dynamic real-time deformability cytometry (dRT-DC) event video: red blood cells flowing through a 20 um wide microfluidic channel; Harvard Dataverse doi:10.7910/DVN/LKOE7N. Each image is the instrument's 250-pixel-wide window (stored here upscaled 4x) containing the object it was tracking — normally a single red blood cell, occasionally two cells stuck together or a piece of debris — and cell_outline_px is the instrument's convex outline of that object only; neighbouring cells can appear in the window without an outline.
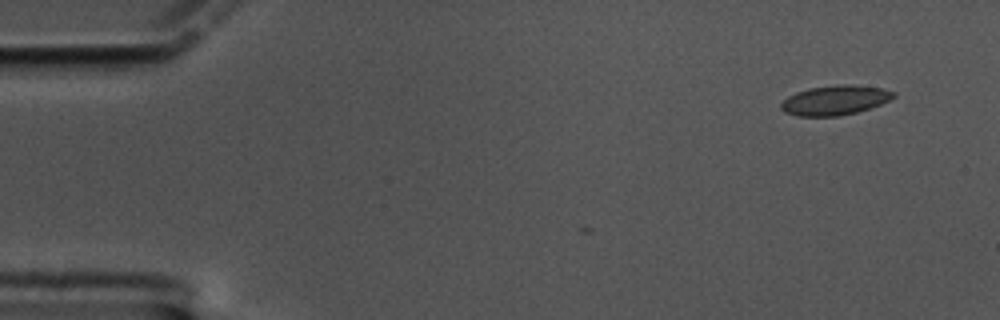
{"species": "common noctule bat (a hibernating species)", "species_latin": "Nyctalus noctula", "temperature_condition": "cold", "stored_images_in_passage": 3, "camera_frame_rate_fps": 3000, "um_per_image_px": 0.085, "animal": {"sex": "male", "body_mass_g": 17.5, "forearm_length_mm": 52.3}, "frame": {"image": 1, "passage_image": 1, "time_ms": 0.0, "image_size_px": [1000, 320], "cell_outline_px": [[896, 96], [880, 104], [856, 112], [840, 116], [796, 116], [784, 112], [780, 108], [780, 104], [788, 96], [796, 92], [808, 88], [836, 84], [852, 84], [880, 88], [896, 92]], "centroid_in_image_um": [70.94, 8.51], "position_along_channel_um": 14.1, "area_um2": 19.48}}